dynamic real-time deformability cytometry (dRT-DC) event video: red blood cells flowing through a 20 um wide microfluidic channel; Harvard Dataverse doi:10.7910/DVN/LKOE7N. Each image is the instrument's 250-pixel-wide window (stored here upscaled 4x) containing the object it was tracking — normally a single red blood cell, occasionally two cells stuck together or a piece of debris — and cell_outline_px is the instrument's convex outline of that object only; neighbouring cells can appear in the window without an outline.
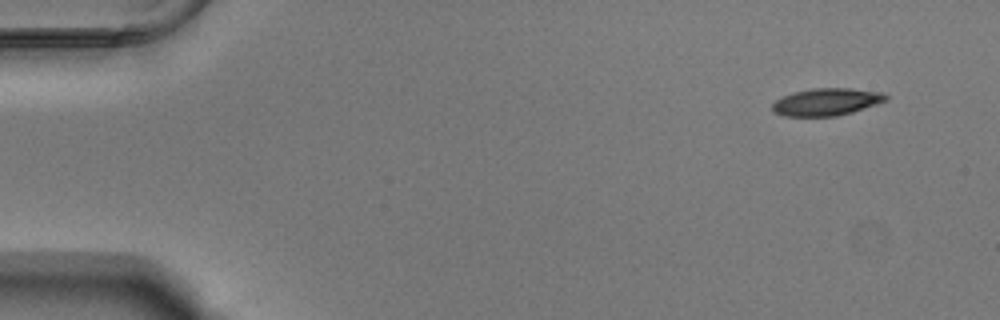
{"species": "Egyptian fruit bat (a non-hibernating species)", "species_latin": "Rousettus aegyptiacus", "temperature_condition": "warm", "stored_images_in_passage": 51, "camera_frame_rate_fps": 3000, "um_per_image_px": 0.085, "animal": {"sex": "male"}, "frame": {"image": 1, "passage_image": 1, "time_ms": 0.0, "image_size_px": [1000, 320], "cell_outline_px": [[888, 100], [852, 112], [836, 116], [784, 116], [772, 112], [772, 104], [776, 100], [792, 92], [812, 88], [848, 88], [880, 92], [888, 96]], "centroid_in_image_um": [70.22, 8.66], "position_along_channel_um": 14.8, "area_um2": 18.03}}
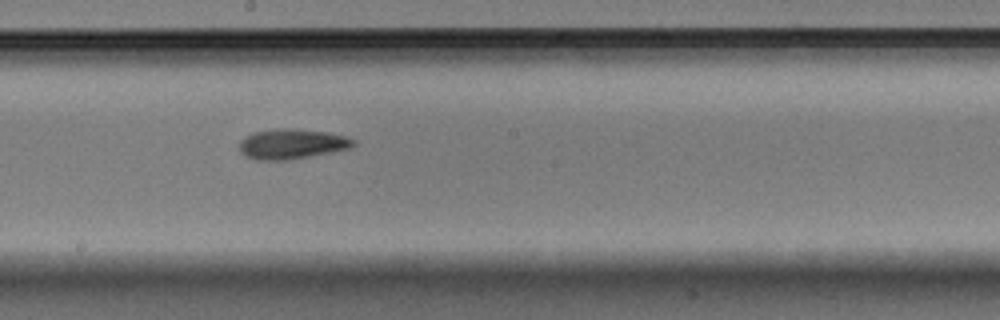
{"frame": {"image": 2, "passage_image": 27, "time_ms": 8.667, "image_size_px": [1000, 320], "cell_outline_px": [[356, 144], [352, 148], [312, 156], [288, 160], [256, 160], [244, 156], [240, 152], [240, 140], [252, 132], [276, 128], [288, 128], [328, 132], [344, 136], [356, 140]], "centroid_in_image_um": [24.81, 12.24], "position_along_channel_um": 223.4, "area_um2": 20.23}}
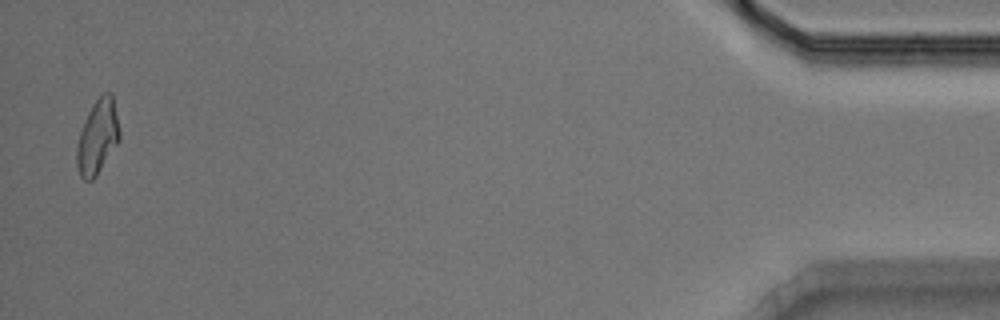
{"frame": {"image": 3, "passage_image": 50, "time_ms": 16.333, "image_size_px": [1000, 320], "cell_outline_px": [[120, 140], [96, 176], [92, 180], [84, 180], [80, 176], [76, 164], [76, 148], [80, 132], [84, 120], [88, 112], [96, 100], [104, 92], [112, 92], [120, 132]], "centroid_in_image_um": [8.29, 11.64], "position_along_channel_um": 426.9, "area_um2": 18.5}, "authors_computed_cell_mechanics": {"area_um2": 18.6116, "velocity_mm_per_s": 3.766, "shape_relaxation_time_tau1_ms": 6.1044, "shape_relaxation_time_tau2_ms": 7.8348, "deformation_change_tau1": 0.1698, "deformation_change_tau2": 0.179}}